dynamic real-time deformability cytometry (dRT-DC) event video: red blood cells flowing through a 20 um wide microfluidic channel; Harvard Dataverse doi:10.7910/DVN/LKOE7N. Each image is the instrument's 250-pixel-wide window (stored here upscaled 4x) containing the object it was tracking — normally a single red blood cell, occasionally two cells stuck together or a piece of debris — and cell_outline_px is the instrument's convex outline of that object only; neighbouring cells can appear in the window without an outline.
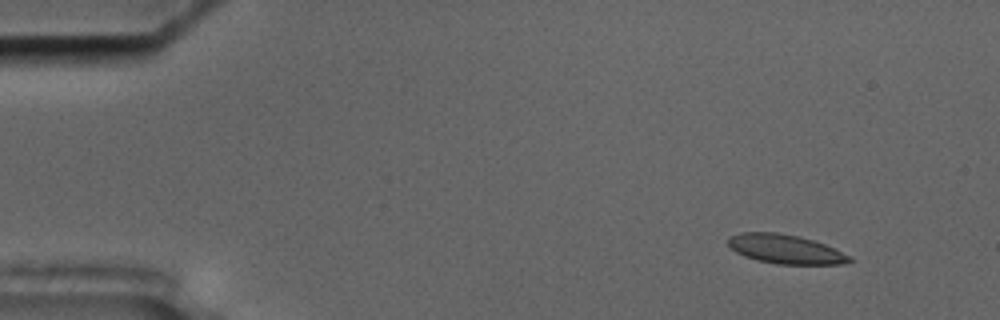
{"species": "common noctule bat (a hibernating species)", "species_latin": "Nyctalus noctula", "temperature_condition": "cold", "stored_images_in_passage": 56, "camera_frame_rate_fps": 3000, "um_per_image_px": 0.085, "animal": {"sex": "male", "body_mass_g": 17.5, "forearm_length_mm": 52.3}, "frame": {"image": 1, "passage_image": 5, "time_ms": 1.333, "image_size_px": [1000, 320], "cell_outline_px": [[852, 260], [844, 264], [776, 264], [756, 260], [744, 256], [736, 252], [728, 244], [728, 236], [740, 232], [776, 232], [800, 236], [824, 244], [848, 256]], "centroid_in_image_um": [66.69, 21.17], "position_along_channel_um": 18.3, "area_um2": 20.46}}
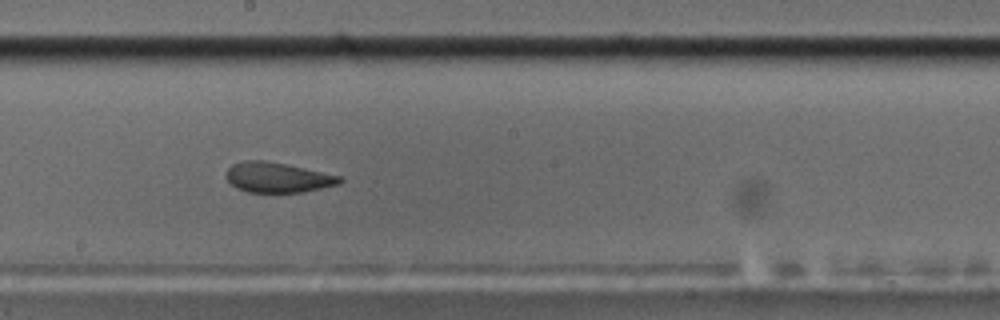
{"frame": {"image": 2, "passage_image": 31, "time_ms": 10.0, "image_size_px": [1000, 320], "cell_outline_px": [[344, 180], [340, 184], [304, 192], [248, 192], [236, 188], [224, 176], [224, 172], [232, 164], [244, 160], [264, 160], [304, 168], [340, 176]], "centroid_in_image_um": [23.56, 15.08], "position_along_channel_um": 224.6, "area_um2": 19.94}}
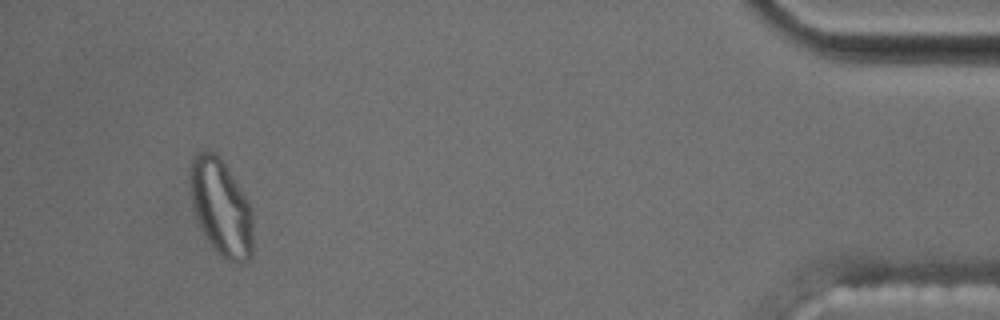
{"frame": {"image": 3, "passage_image": 53, "time_ms": 17.333, "image_size_px": [1000, 320], "cell_outline_px": [[252, 252], [248, 260], [236, 264], [228, 260], [216, 252], [208, 240], [196, 216], [192, 204], [188, 176], [192, 156], [200, 152], [212, 152], [224, 164], [248, 200], [252, 212]], "centroid_in_image_um": [18.78, 17.65], "position_along_channel_um": 416.4, "area_um2": 34.91}, "authors_computed_cell_mechanics": {"area_um2": 21.0103, "velocity_mm_per_s": 3.5217, "shape_relaxation_time_tau1_ms": null, "shape_relaxation_time_tau2_ms": 1.4929, "deformation_change_tau1": null, "deformation_change_tau2": 0.0593}}